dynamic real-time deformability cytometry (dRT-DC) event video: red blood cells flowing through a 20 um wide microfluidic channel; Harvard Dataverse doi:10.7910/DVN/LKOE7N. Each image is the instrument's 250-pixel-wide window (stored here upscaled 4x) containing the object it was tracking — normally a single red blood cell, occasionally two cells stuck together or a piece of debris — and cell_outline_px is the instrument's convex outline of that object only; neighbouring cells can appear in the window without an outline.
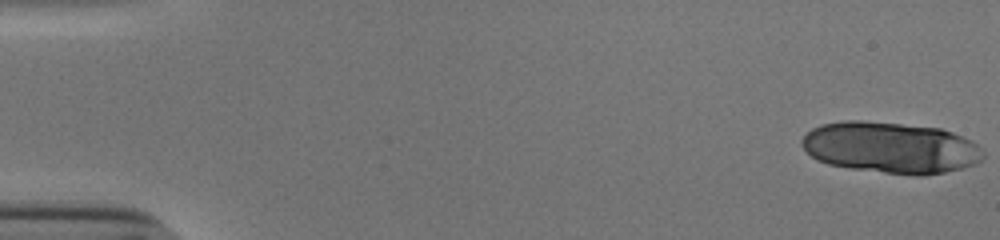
{"species": "human", "species_latin": "Homo sapiens", "temperature_condition": "cold", "stored_images_in_passage": 18, "camera_frame_rate_fps": 3000, "um_per_image_px": 0.085, "donor": {"sex": "male"}, "frame": {"image": 1, "passage_image": 1, "time_ms": 0.0, "image_size_px": [1000, 240], "cell_outline_px": [[984, 156], [976, 164], [944, 172], [924, 176], [916, 176], [852, 168], [828, 164], [812, 156], [800, 144], [800, 140], [812, 128], [820, 124], [844, 120], [864, 120], [940, 128], [952, 132], [972, 140], [984, 152]], "centroid_in_image_um": [75.71, 12.53], "position_along_channel_um": 9.3, "area_um2": 54.16}}
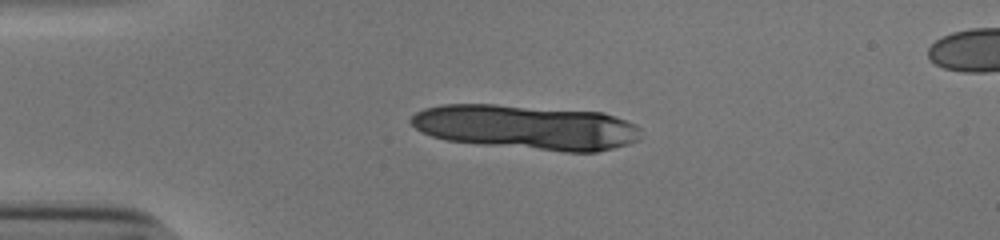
{"frame": {"image": 2, "passage_image": 13, "time_ms": 4.0, "image_size_px": [1000, 240], "cell_outline_px": [[640, 140], [628, 144], [596, 152], [564, 152], [484, 144], [448, 140], [432, 136], [416, 128], [408, 120], [416, 112], [424, 108], [440, 104], [496, 104], [604, 112], [616, 116], [636, 124], [640, 128]], "centroid_in_image_um": [44.78, 10.8], "position_along_channel_um": 40.2, "area_um2": 60.0}}